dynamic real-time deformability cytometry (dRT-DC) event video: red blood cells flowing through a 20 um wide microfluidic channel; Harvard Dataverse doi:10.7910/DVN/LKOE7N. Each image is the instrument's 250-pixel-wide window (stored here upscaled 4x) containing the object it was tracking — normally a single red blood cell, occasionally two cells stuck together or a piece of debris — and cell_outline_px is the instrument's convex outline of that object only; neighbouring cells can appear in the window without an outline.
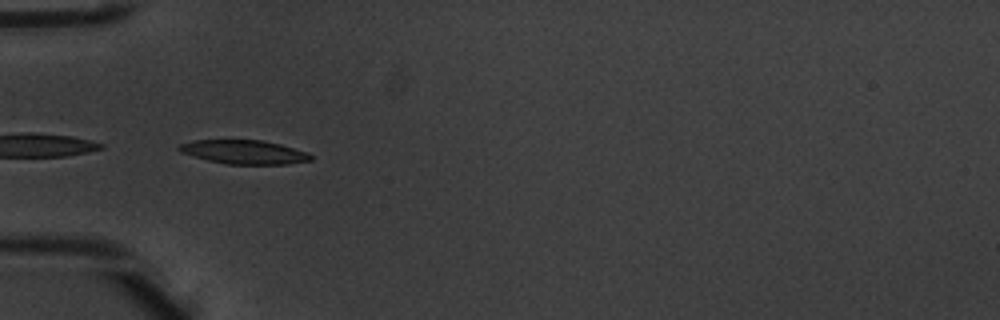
{"species": "common noctule bat (a hibernating species)", "species_latin": "Nyctalus noctula", "temperature_condition": "warm", "stored_images_in_passage": 6, "camera_frame_rate_fps": 3000, "um_per_image_px": 0.085, "animal": {"sex": "male", "body_mass_g": 20.1, "forearm_length_mm": 53.5}, "frame": {"image": 1, "passage_image": 6, "time_ms": 1.667, "image_size_px": [1000, 320], "cell_outline_px": [[312, 160], [288, 164], [228, 164], [208, 160], [180, 152], [176, 148], [180, 144], [192, 140], [264, 140], [280, 144], [308, 152], [312, 156]], "centroid_in_image_um": [20.75, 12.92], "position_along_channel_um": 64.2, "area_um2": 18.32}}